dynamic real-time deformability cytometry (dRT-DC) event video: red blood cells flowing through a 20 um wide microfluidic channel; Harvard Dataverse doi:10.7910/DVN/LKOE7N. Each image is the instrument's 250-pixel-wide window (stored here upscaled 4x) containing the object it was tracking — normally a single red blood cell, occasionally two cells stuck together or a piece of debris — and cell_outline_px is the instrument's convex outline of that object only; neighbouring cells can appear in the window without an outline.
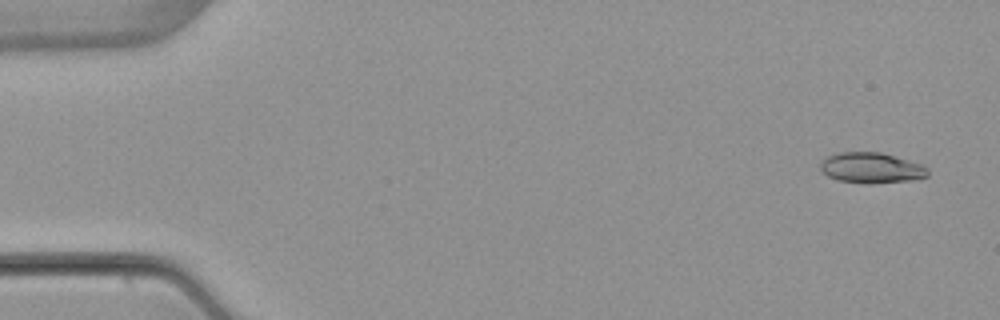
{"species": "common noctule bat (a hibernating species)", "species_latin": "Nyctalus noctula", "temperature_condition": "warm", "stored_images_in_passage": 7, "camera_frame_rate_fps": 3000, "um_per_image_px": 0.085, "animal": {"sex": "female", "body_mass_g": 22.7, "forearm_length_mm": 54.2}, "frame": {"image": 1, "passage_image": 1, "time_ms": 0.0, "image_size_px": [1000, 320], "cell_outline_px": [[928, 176], [912, 180], [872, 184], [868, 184], [840, 180], [828, 176], [820, 168], [820, 164], [828, 156], [836, 152], [880, 152], [908, 160], [920, 164], [928, 168]], "centroid_in_image_um": [74.08, 14.27], "position_along_channel_um": 10.9, "area_um2": 19.02}}
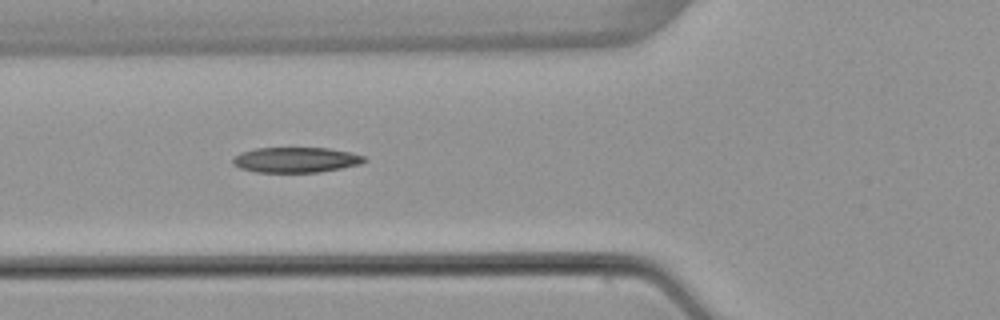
{"frame": {"image": 2, "passage_image": 5, "time_ms": 5.667, "image_size_px": [1000, 320], "cell_outline_px": [[368, 160], [360, 164], [320, 172], [256, 172], [240, 168], [232, 164], [232, 160], [240, 152], [256, 148], [328, 148], [348, 152], [364, 156]], "centroid_in_image_um": [25.13, 13.59], "position_along_channel_um": 100.7, "area_um2": 19.31}}
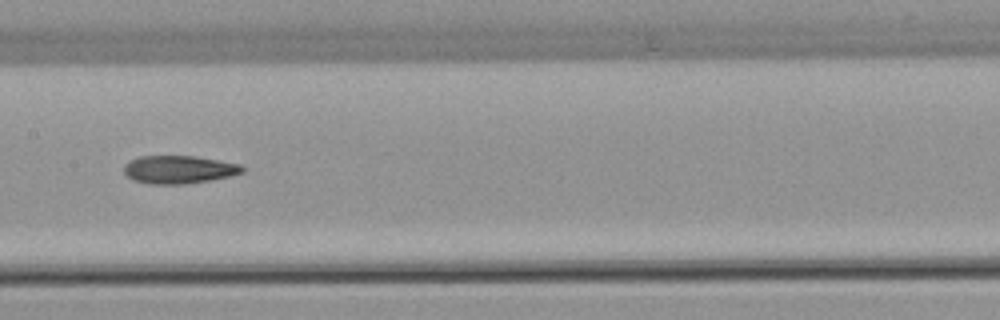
{"frame": {"image": 3, "passage_image": 7, "time_ms": 8.0, "image_size_px": [1000, 320], "cell_outline_px": [[244, 172], [232, 176], [212, 180], [184, 184], [148, 184], [132, 180], [124, 172], [124, 164], [128, 160], [140, 156], [196, 156], [240, 164], [244, 168]], "centroid_in_image_um": [15.2, 14.41], "position_along_channel_um": 192.2, "area_um2": 19.54}}